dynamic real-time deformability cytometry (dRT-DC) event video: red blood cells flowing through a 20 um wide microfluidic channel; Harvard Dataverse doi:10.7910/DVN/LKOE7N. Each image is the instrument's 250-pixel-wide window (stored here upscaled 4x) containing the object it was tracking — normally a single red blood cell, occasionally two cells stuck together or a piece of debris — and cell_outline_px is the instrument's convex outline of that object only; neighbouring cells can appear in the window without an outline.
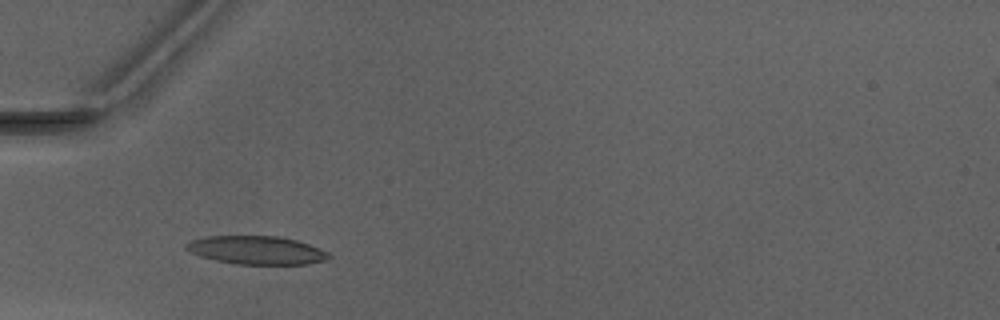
{"species": "Egyptian fruit bat (a non-hibernating species)", "species_latin": "Rousettus aegyptiacus", "temperature_condition": "warm", "stored_images_in_passage": 30, "camera_frame_rate_fps": 3000, "um_per_image_px": 0.085, "animal": {"sex": "male"}, "frame": {"image": 1, "passage_image": 5, "time_ms": 1.333, "image_size_px": [1000, 320], "cell_outline_px": [[332, 256], [328, 260], [308, 264], [236, 264], [216, 260], [200, 256], [184, 248], [184, 244], [192, 240], [208, 236], [276, 236], [296, 240], [308, 244], [328, 252]], "centroid_in_image_um": [21.82, 21.27], "position_along_channel_um": 63.2, "area_um2": 23.47}}
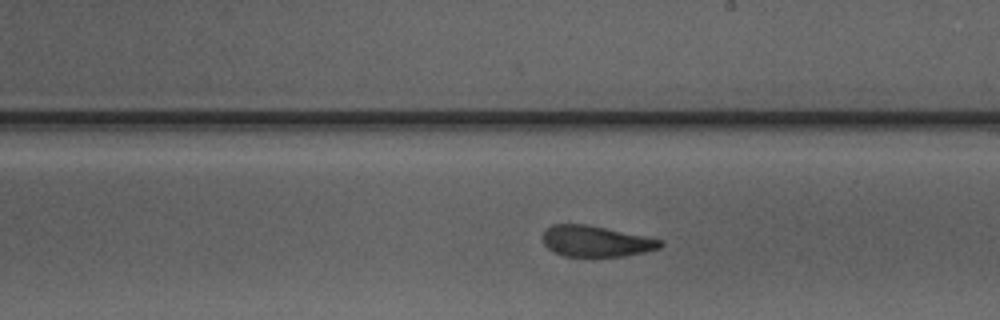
{"frame": {"image": 2, "passage_image": 18, "time_ms": 5.667, "image_size_px": [1000, 320], "cell_outline_px": [[664, 244], [660, 248], [644, 252], [624, 256], [564, 256], [552, 252], [544, 244], [544, 232], [552, 224], [588, 224], [664, 240]], "centroid_in_image_um": [50.68, 20.5], "position_along_channel_um": 238.3, "area_um2": 21.21}}
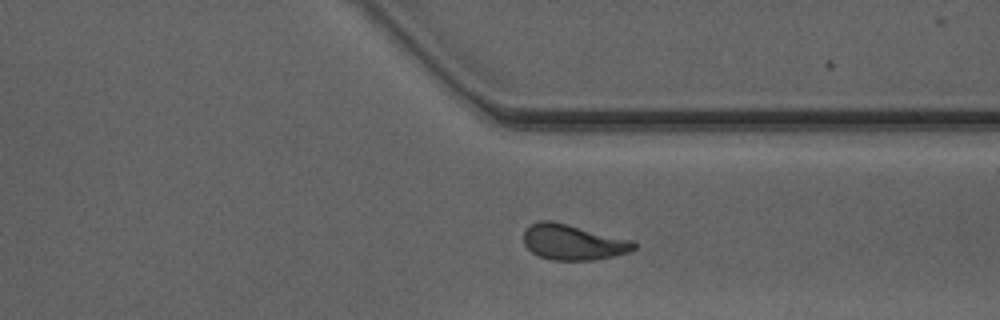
{"frame": {"image": 3, "passage_image": 27, "time_ms": 8.667, "image_size_px": [1000, 320], "cell_outline_px": [[636, 248], [628, 252], [612, 256], [592, 260], [552, 260], [540, 256], [532, 252], [524, 244], [524, 232], [532, 224], [540, 220], [548, 220], [632, 240], [636, 244]], "centroid_in_image_um": [48.7, 20.6], "position_along_channel_um": 362.7, "area_um2": 22.31}, "authors_computed_cell_mechanics": {"area_um2": 22.6576, "velocity_mm_per_s": 4.1411, "shape_relaxation_time_tau1_ms": 8.5785, "shape_relaxation_time_tau2_ms": 1.7958, "deformation_change_tau1": 0.2273, "deformation_change_tau2": 0.0993}}